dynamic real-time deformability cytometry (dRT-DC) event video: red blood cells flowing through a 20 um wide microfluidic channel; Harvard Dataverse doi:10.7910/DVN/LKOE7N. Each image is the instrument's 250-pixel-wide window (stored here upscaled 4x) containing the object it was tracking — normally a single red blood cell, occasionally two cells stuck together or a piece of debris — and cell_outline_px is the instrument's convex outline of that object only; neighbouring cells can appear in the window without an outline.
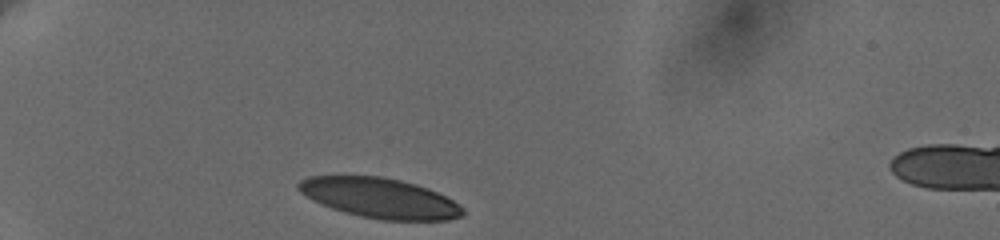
{"species": "human", "species_latin": "Homo sapiens", "temperature_condition": "cold", "stored_images_in_passage": 33, "camera_frame_rate_fps": 3000, "um_per_image_px": 0.085, "donor": {"sex": "female"}, "frame": {"image": 1, "passage_image": 1, "time_ms": 0.0, "image_size_px": [1000, 240], "cell_outline_px": [[464, 212], [460, 216], [448, 220], [380, 220], [360, 216], [344, 212], [320, 204], [312, 200], [300, 192], [296, 188], [296, 184], [300, 180], [308, 176], [380, 176], [400, 180], [416, 184], [428, 188], [452, 200], [464, 208]], "centroid_in_image_um": [32.24, 16.83], "position_along_channel_um": 52.8, "area_um2": 38.32}}
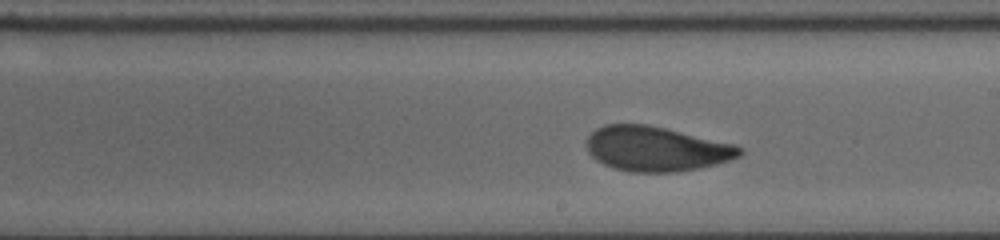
{"frame": {"image": 2, "passage_image": 19, "time_ms": 6.0, "image_size_px": [1000, 240], "cell_outline_px": [[744, 152], [740, 156], [716, 164], [676, 172], [632, 172], [612, 168], [596, 160], [588, 152], [588, 136], [596, 128], [604, 124], [648, 124], [736, 144], [744, 148]], "centroid_in_image_um": [55.8, 12.64], "position_along_channel_um": 233.2, "area_um2": 40.0}}
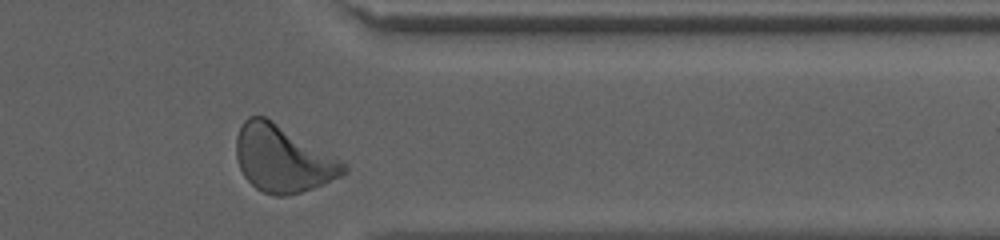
{"frame": {"image": 3, "passage_image": 32, "time_ms": 10.333, "image_size_px": [1000, 240], "cell_outline_px": [[348, 172], [324, 184], [300, 192], [284, 196], [276, 196], [264, 192], [256, 188], [244, 176], [240, 168], [236, 156], [236, 136], [244, 120], [248, 116], [264, 116], [348, 164]], "centroid_in_image_um": [24.03, 13.51], "position_along_channel_um": 387.4, "area_um2": 41.27}, "authors_computed_cell_mechanics": {"area_um2": 39.9976, "velocity_mm_per_s": 3.614, "shape_relaxation_time_tau1_ms": 3.4119, "shape_relaxation_time_tau2_ms": 1.298, "deformation_change_tau1": 0.1606, "deformation_change_tau2": 0.0753}}